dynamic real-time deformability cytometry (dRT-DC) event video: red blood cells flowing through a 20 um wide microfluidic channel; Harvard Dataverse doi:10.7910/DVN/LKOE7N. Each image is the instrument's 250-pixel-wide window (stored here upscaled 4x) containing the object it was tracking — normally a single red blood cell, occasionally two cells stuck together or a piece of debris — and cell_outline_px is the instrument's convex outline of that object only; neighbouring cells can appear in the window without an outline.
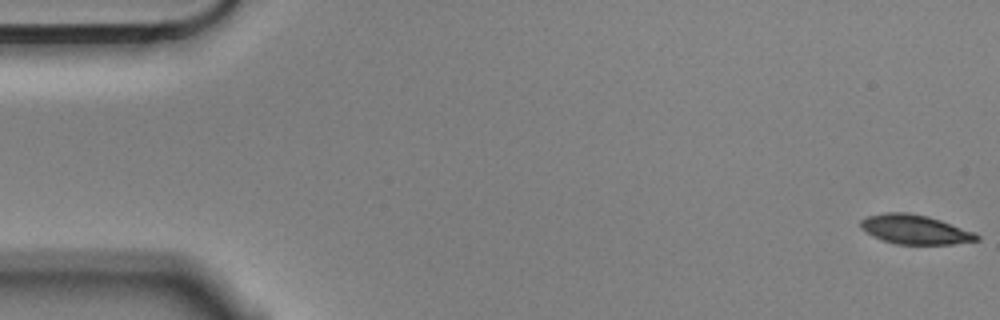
{"species": "Egyptian fruit bat (a non-hibernating species)", "species_latin": "Rousettus aegyptiacus", "temperature_condition": "cold", "stored_images_in_passage": 5, "camera_frame_rate_fps": 3000, "um_per_image_px": 0.085, "animal": {"sex": "male"}, "frame": {"image": 1, "passage_image": 1, "time_ms": 0.0, "image_size_px": [1000, 320], "cell_outline_px": [[980, 240], [952, 244], [900, 244], [884, 240], [872, 236], [864, 232], [860, 228], [860, 220], [868, 216], [884, 212], [904, 212], [928, 216], [976, 232], [980, 236]], "centroid_in_image_um": [77.78, 19.5], "position_along_channel_um": 7.2, "area_um2": 19.88}}
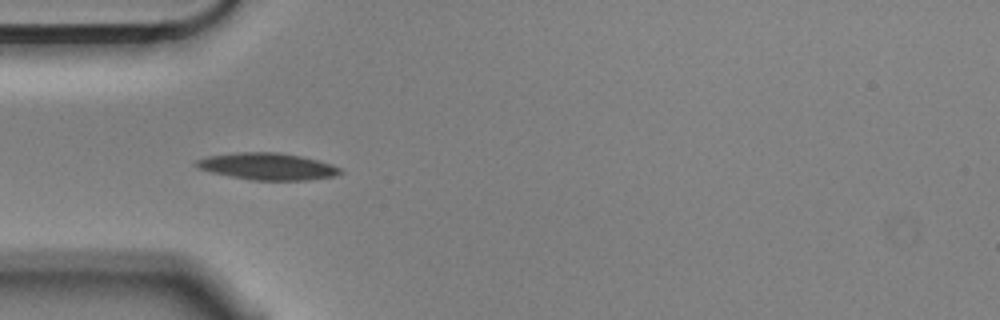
{"frame": {"image": 2, "passage_image": 5, "time_ms": 1.333, "image_size_px": [1000, 320], "cell_outline_px": [[344, 172], [336, 176], [308, 180], [252, 180], [212, 172], [200, 168], [192, 164], [196, 160], [208, 156], [236, 152], [280, 152], [300, 156], [332, 164], [340, 168]], "centroid_in_image_um": [22.76, 14.14], "position_along_channel_um": 62.2, "area_um2": 22.48}}